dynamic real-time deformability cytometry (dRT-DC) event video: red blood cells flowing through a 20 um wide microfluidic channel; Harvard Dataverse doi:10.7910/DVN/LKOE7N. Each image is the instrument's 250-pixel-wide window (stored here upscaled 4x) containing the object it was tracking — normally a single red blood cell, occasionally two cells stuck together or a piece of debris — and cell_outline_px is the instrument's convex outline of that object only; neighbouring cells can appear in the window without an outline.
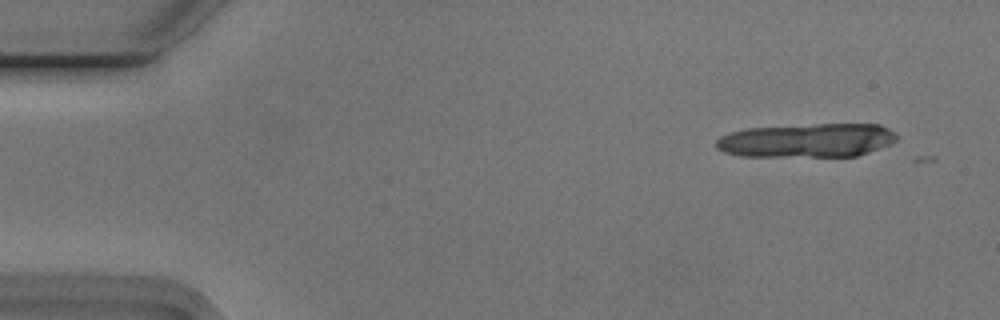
{"species": "Egyptian fruit bat (a non-hibernating species)", "species_latin": "Rousettus aegyptiacus", "temperature_condition": "cold", "stored_images_in_passage": 15, "camera_frame_rate_fps": 3000, "um_per_image_px": 0.085, "animal": {"sex": "male"}, "frame": {"image": 1, "passage_image": 4, "time_ms": 1.0, "image_size_px": [1000, 320], "cell_outline_px": [[900, 136], [896, 140], [888, 144], [868, 152], [856, 156], [740, 156], [724, 152], [716, 148], [716, 140], [720, 136], [728, 132], [744, 128], [816, 124], [880, 124], [896, 132]], "centroid_in_image_um": [68.57, 11.92], "position_along_channel_um": 16.4, "area_um2": 35.84}}